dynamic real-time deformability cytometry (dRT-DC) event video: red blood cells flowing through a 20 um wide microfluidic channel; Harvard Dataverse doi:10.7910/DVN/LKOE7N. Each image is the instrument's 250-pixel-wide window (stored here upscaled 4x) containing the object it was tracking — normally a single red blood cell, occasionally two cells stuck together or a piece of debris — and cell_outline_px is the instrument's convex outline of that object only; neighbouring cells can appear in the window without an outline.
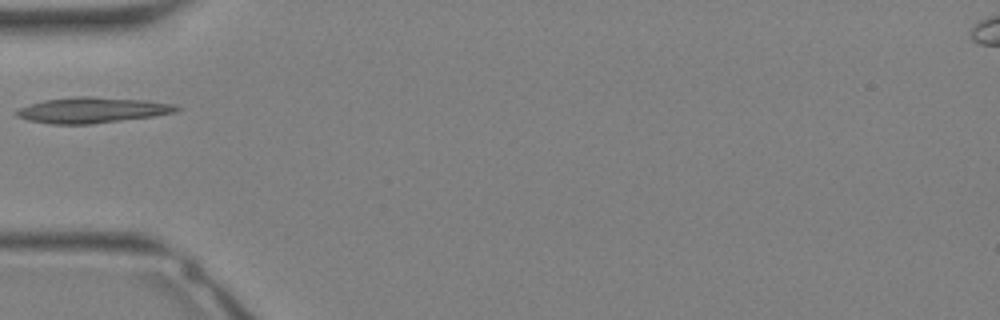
{"species": "Egyptian fruit bat (a non-hibernating species)", "species_latin": "Rousettus aegyptiacus", "temperature_condition": "warm", "stored_images_in_passage": 23, "camera_frame_rate_fps": 3000, "um_per_image_px": 0.085, "animal": {"sex": "female"}, "frame": {"image": 1, "passage_image": 1, "time_ms": 0.0, "image_size_px": [1000, 320], "cell_outline_px": [[180, 108], [176, 112], [152, 116], [88, 124], [52, 124], [28, 120], [16, 116], [16, 112], [20, 108], [28, 104], [44, 100], [76, 96], [92, 96], [144, 100], [176, 104]], "centroid_in_image_um": [7.82, 9.35], "position_along_channel_um": 77.2, "area_um2": 23.76}}
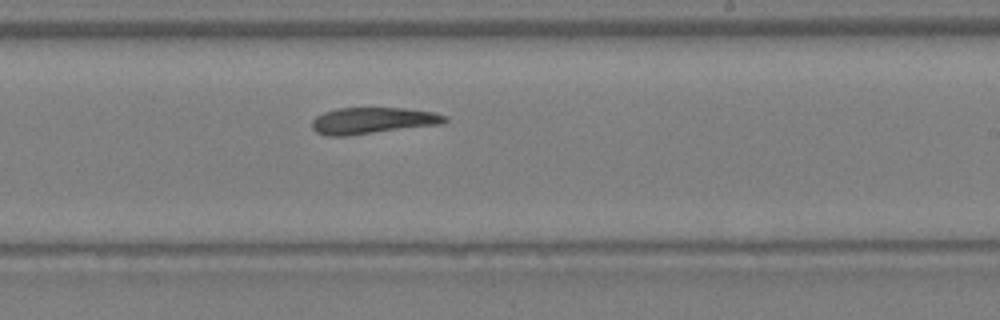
{"frame": {"image": 2, "passage_image": 10, "time_ms": 3.0, "image_size_px": [1000, 320], "cell_outline_px": [[448, 120], [444, 124], [348, 136], [328, 136], [316, 132], [312, 128], [312, 120], [316, 116], [324, 112], [340, 108], [404, 108], [432, 112], [448, 116]], "centroid_in_image_um": [31.7, 10.26], "position_along_channel_um": 257.3, "area_um2": 20.63}}
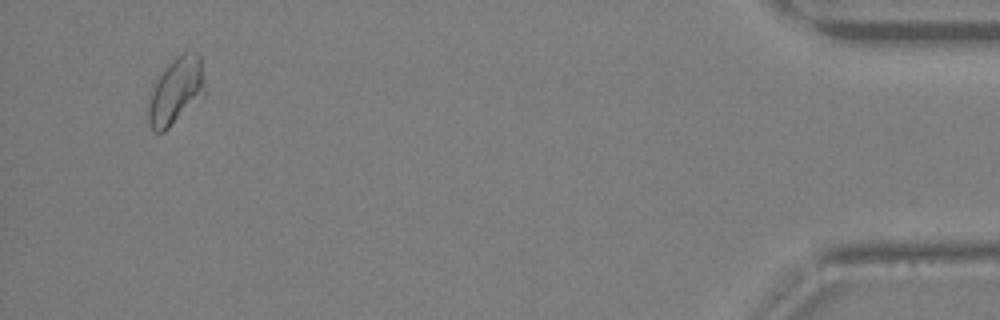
{"frame": {"image": 3, "passage_image": 22, "time_ms": 7.0, "image_size_px": [1000, 320], "cell_outline_px": [[204, 96], [164, 132], [152, 132], [148, 124], [148, 108], [152, 88], [160, 72], [176, 56], [184, 52], [196, 52], [200, 56], [204, 84]], "centroid_in_image_um": [14.93, 7.75], "position_along_channel_um": 420.3, "area_um2": 22.02}}